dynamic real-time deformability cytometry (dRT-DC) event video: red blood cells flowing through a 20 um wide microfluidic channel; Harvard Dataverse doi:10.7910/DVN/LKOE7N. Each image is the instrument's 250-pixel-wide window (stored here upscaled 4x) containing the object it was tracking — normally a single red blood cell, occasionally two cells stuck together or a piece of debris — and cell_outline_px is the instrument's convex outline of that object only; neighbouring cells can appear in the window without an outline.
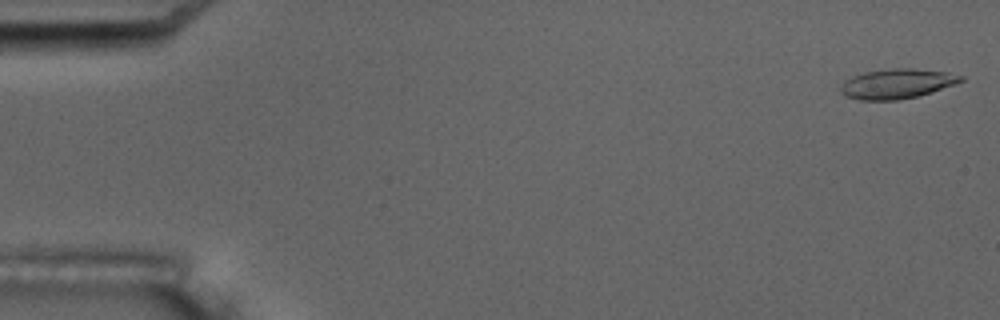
{"species": "common noctule bat (a hibernating species)", "species_latin": "Nyctalus noctula", "temperature_condition": "room temperature", "stored_images_in_passage": 6, "camera_frame_rate_fps": 3000, "um_per_image_px": 0.085, "animal": {"sex": "male", "body_mass_g": 17.5, "forearm_length_mm": 52.3}, "frame": {"image": 1, "passage_image": 1, "time_ms": 0.0, "image_size_px": [1000, 320], "cell_outline_px": [[964, 80], [956, 84], [916, 96], [896, 100], [860, 100], [844, 96], [840, 92], [840, 88], [844, 80], [852, 76], [864, 72], [892, 68], [912, 68], [948, 72], [964, 76]], "centroid_in_image_um": [76.22, 7.11], "position_along_channel_um": 8.8, "area_um2": 20.87}}
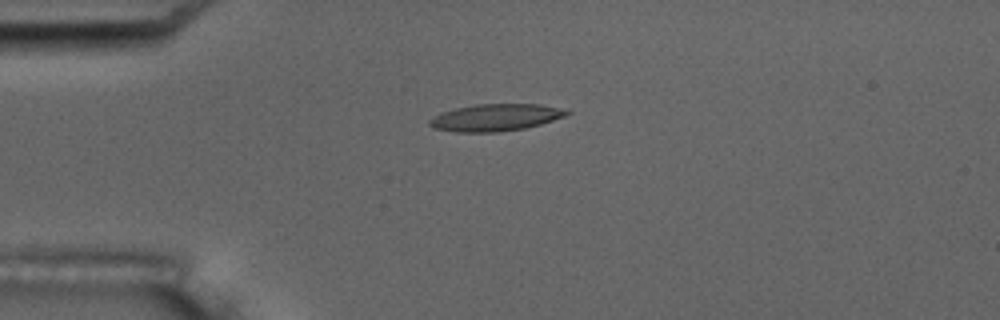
{"frame": {"image": 2, "passage_image": 5, "time_ms": 4.333, "image_size_px": [1000, 320], "cell_outline_px": [[572, 112], [564, 116], [540, 124], [524, 128], [500, 132], [456, 132], [432, 128], [428, 124], [428, 120], [440, 112], [456, 108], [476, 104], [540, 104], [568, 108]], "centroid_in_image_um": [42.13, 9.98], "position_along_channel_um": 42.9, "area_um2": 21.85}}